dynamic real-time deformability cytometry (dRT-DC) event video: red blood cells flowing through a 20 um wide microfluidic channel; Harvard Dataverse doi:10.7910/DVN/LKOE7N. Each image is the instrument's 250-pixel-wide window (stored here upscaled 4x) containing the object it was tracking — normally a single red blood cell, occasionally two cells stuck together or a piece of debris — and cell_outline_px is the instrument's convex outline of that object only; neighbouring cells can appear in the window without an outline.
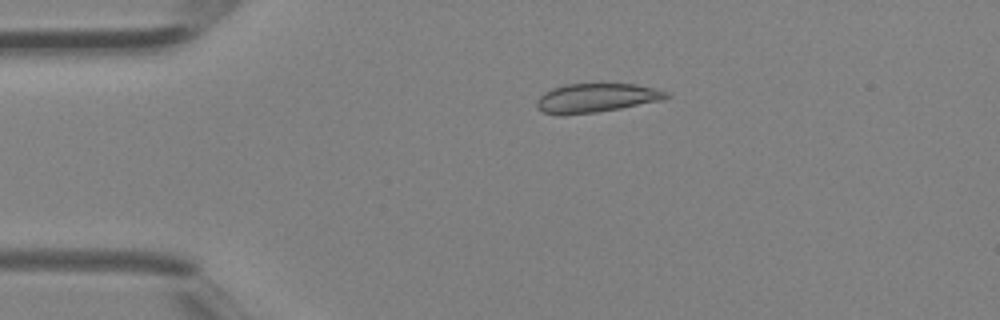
{"species": "Egyptian fruit bat (a non-hibernating species)", "species_latin": "Rousettus aegyptiacus", "temperature_condition": "room temperature", "stored_images_in_passage": 2, "camera_frame_rate_fps": 3000, "um_per_image_px": 0.085, "animal": {"sex": "female"}, "frame": {"image": 1, "passage_image": 1, "time_ms": 0.0, "image_size_px": [1000, 320], "cell_outline_px": [[672, 96], [660, 100], [620, 108], [596, 112], [544, 112], [536, 108], [536, 100], [544, 92], [552, 88], [564, 84], [636, 84], [652, 88], [664, 92]], "centroid_in_image_um": [50.67, 8.28], "position_along_channel_um": 34.3, "area_um2": 20.98}}